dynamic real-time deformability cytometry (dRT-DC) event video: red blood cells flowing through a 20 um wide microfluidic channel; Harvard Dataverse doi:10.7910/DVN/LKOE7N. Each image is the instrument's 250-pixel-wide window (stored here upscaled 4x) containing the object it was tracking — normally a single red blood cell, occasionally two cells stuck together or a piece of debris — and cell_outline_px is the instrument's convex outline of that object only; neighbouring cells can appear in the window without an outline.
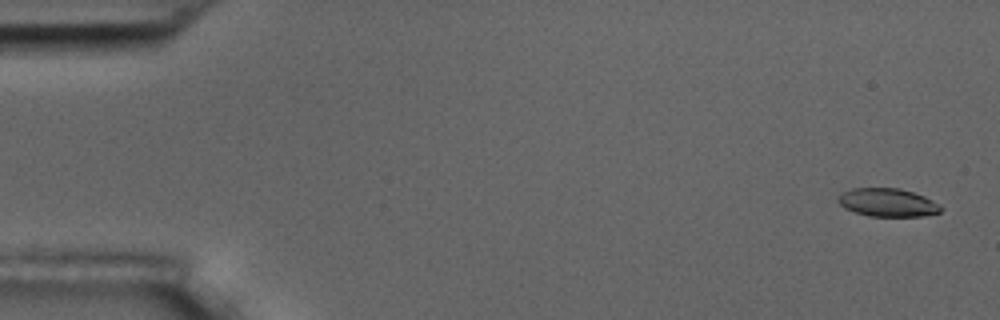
{"species": "common noctule bat (a hibernating species)", "species_latin": "Nyctalus noctula", "temperature_condition": "room temperature", "stored_images_in_passage": 5, "segment_of_instrument_passage": [2, 2], "camera_frame_rate_fps": 3000, "um_per_image_px": 0.085, "animal": {"sex": "male", "body_mass_g": 17.5, "forearm_length_mm": 52.3}, "frame": {"image": 1, "passage_image": 5, "time_ms": 4.667, "image_size_px": [1000, 320], "cell_outline_px": [[944, 208], [940, 212], [924, 216], [868, 216], [844, 208], [836, 200], [844, 192], [852, 188], [900, 188], [924, 196], [940, 204]], "centroid_in_image_um": [75.48, 17.22], "position_along_channel_um": 9.5, "area_um2": 16.88}}